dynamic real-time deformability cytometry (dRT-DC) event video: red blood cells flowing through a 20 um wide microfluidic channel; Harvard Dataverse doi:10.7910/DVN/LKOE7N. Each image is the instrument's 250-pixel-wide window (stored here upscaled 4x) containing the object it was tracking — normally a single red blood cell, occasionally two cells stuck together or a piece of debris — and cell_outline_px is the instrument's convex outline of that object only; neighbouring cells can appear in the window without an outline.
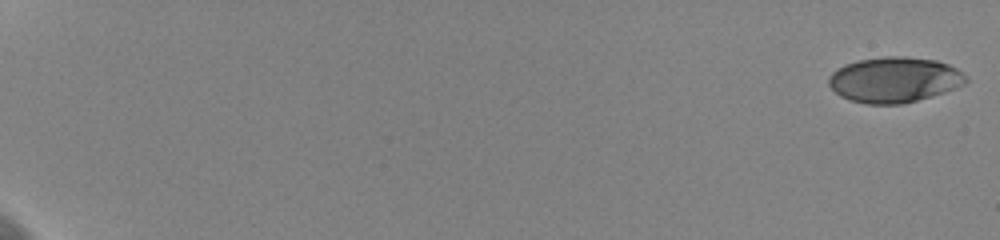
{"species": "human", "species_latin": "Homo sapiens", "temperature_condition": "cold", "stored_images_in_passage": 59, "camera_frame_rate_fps": 3000, "um_per_image_px": 0.085, "donor": {"sex": "female"}, "frame": {"image": 1, "passage_image": 1, "time_ms": 0.0, "image_size_px": [1000, 240], "cell_outline_px": [[968, 80], [964, 84], [956, 88], [932, 96], [900, 104], [868, 104], [848, 100], [840, 96], [828, 84], [828, 76], [832, 72], [844, 64], [860, 60], [888, 56], [904, 56], [936, 60], [948, 64], [956, 68]], "centroid_in_image_um": [75.99, 6.78], "position_along_channel_um": 9.0, "area_um2": 36.24}}
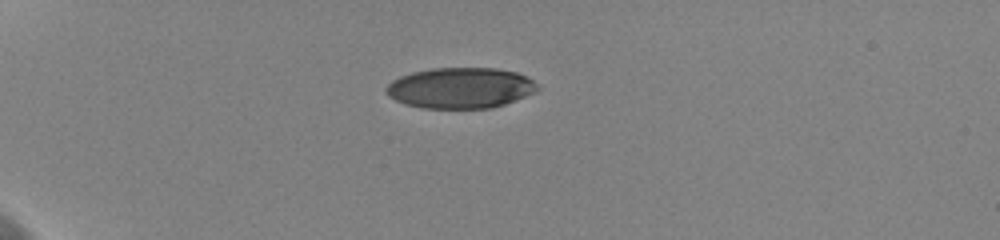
{"frame": {"image": 2, "passage_image": 18, "time_ms": 5.667, "image_size_px": [1000, 240], "cell_outline_px": [[540, 88], [524, 96], [504, 104], [492, 108], [420, 108], [404, 104], [388, 96], [384, 88], [392, 80], [400, 76], [412, 72], [432, 68], [496, 68], [516, 72], [532, 80]], "centroid_in_image_um": [39.08, 7.47], "position_along_channel_um": 45.9, "area_um2": 35.84}}
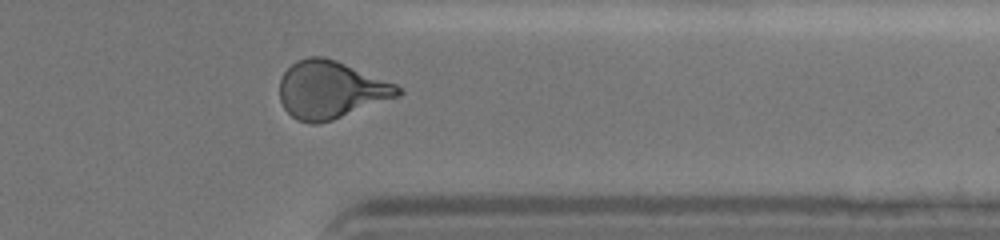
{"frame": {"image": 3, "passage_image": 50, "time_ms": 16.333, "image_size_px": [1000, 240], "cell_outline_px": [[404, 92], [400, 96], [332, 120], [316, 124], [308, 124], [296, 120], [284, 108], [280, 100], [280, 80], [284, 72], [296, 60], [308, 56], [324, 56], [336, 60], [396, 84], [404, 88]], "centroid_in_image_um": [28.12, 7.63], "position_along_channel_um": 383.3, "area_um2": 39.88}, "authors_computed_cell_mechanics": {"area_um2": 38.5526, "velocity_mm_per_s": 3.6305, "shape_relaxation_time_tau1_ms": 3.9853, "shape_relaxation_time_tau2_ms": 1.3647, "deformation_change_tau1": 0.18, "deformation_change_tau2": 0.077}}